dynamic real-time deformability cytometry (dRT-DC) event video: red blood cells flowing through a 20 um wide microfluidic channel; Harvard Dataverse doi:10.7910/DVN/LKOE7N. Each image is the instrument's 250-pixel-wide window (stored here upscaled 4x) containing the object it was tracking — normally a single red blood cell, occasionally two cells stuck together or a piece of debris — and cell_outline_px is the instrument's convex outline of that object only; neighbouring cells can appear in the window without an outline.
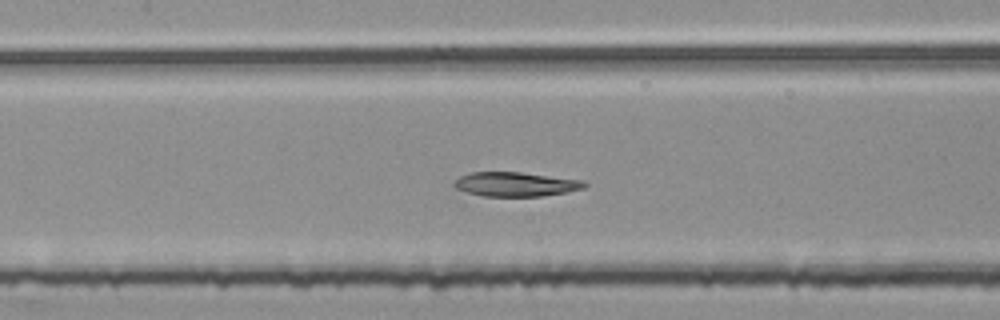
{"species": "common noctule bat (a hibernating species)", "species_latin": "Nyctalus noctula", "temperature_condition": "room temperature", "stored_images_in_passage": 52, "segment_of_instrument_passage": [2, 2], "camera_frame_rate_fps": 3000, "um_per_image_px": 0.085, "animal": {"sex": "female", "body_mass_g": 25.1}, "frame": {"image": 1, "passage_image": 25, "time_ms": 8.0, "image_size_px": [1000, 320], "cell_outline_px": [[588, 184], [584, 188], [568, 192], [540, 196], [480, 196], [456, 188], [452, 184], [460, 176], [472, 172], [520, 172], [584, 180]], "centroid_in_image_um": [43.86, 15.66], "position_along_channel_um": 163.5, "area_um2": 18.44}}
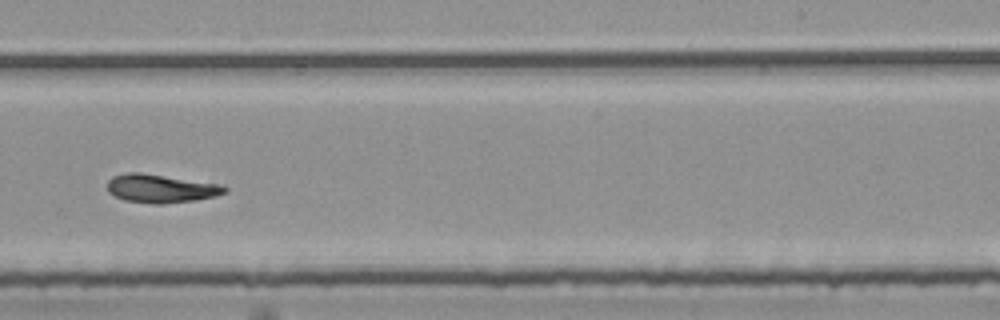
{"frame": {"image": 2, "passage_image": 34, "time_ms": 11.0, "image_size_px": [1000, 320], "cell_outline_px": [[228, 192], [216, 196], [196, 200], [160, 204], [152, 204], [124, 200], [108, 192], [108, 180], [112, 176], [128, 172], [136, 172], [224, 184], [228, 188]], "centroid_in_image_um": [13.72, 16.02], "position_along_channel_um": 275.3, "area_um2": 19.54}}
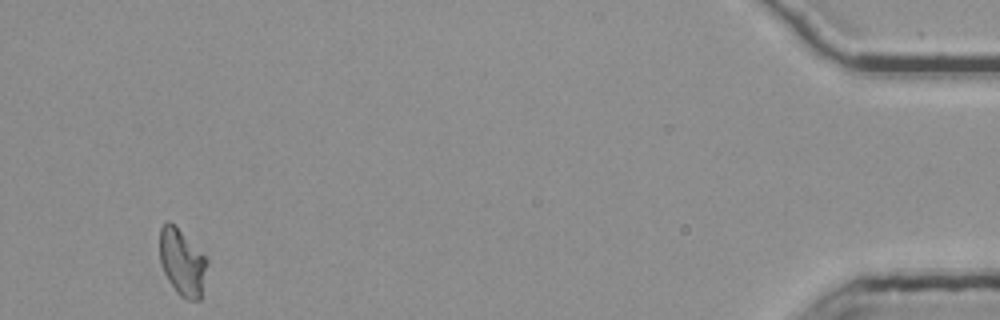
{"frame": {"image": 3, "passage_image": 52, "time_ms": 17.0, "image_size_px": [1000, 320], "cell_outline_px": [[208, 264], [200, 300], [184, 300], [176, 292], [168, 280], [160, 264], [160, 228], [168, 220], [208, 260]], "centroid_in_image_um": [15.48, 22.37], "position_along_channel_um": 419.7, "area_um2": 18.03}}